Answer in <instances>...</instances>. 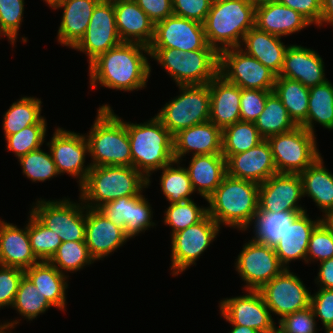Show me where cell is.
Here are the masks:
<instances>
[{
  "label": "cell",
  "mask_w": 333,
  "mask_h": 333,
  "mask_svg": "<svg viewBox=\"0 0 333 333\" xmlns=\"http://www.w3.org/2000/svg\"><path fill=\"white\" fill-rule=\"evenodd\" d=\"M273 91L280 98L294 123L301 126L307 119L309 88L297 80L277 77Z\"/></svg>",
  "instance_id": "cell-35"
},
{
  "label": "cell",
  "mask_w": 333,
  "mask_h": 333,
  "mask_svg": "<svg viewBox=\"0 0 333 333\" xmlns=\"http://www.w3.org/2000/svg\"><path fill=\"white\" fill-rule=\"evenodd\" d=\"M226 159L227 175L262 184L277 174L271 147L264 139L255 147L235 155H223Z\"/></svg>",
  "instance_id": "cell-21"
},
{
  "label": "cell",
  "mask_w": 333,
  "mask_h": 333,
  "mask_svg": "<svg viewBox=\"0 0 333 333\" xmlns=\"http://www.w3.org/2000/svg\"><path fill=\"white\" fill-rule=\"evenodd\" d=\"M149 48H174L178 51L215 50L206 41L202 23L171 15L155 23Z\"/></svg>",
  "instance_id": "cell-15"
},
{
  "label": "cell",
  "mask_w": 333,
  "mask_h": 333,
  "mask_svg": "<svg viewBox=\"0 0 333 333\" xmlns=\"http://www.w3.org/2000/svg\"><path fill=\"white\" fill-rule=\"evenodd\" d=\"M81 204V205H80ZM86 206L63 200H37L31 213L48 229L55 232L62 242L85 241Z\"/></svg>",
  "instance_id": "cell-10"
},
{
  "label": "cell",
  "mask_w": 333,
  "mask_h": 333,
  "mask_svg": "<svg viewBox=\"0 0 333 333\" xmlns=\"http://www.w3.org/2000/svg\"><path fill=\"white\" fill-rule=\"evenodd\" d=\"M259 184L226 175L207 199L208 215L220 226L248 230L258 212Z\"/></svg>",
  "instance_id": "cell-2"
},
{
  "label": "cell",
  "mask_w": 333,
  "mask_h": 333,
  "mask_svg": "<svg viewBox=\"0 0 333 333\" xmlns=\"http://www.w3.org/2000/svg\"><path fill=\"white\" fill-rule=\"evenodd\" d=\"M318 157L305 171L299 173L303 196L308 195L324 212V217L333 210V174L323 166Z\"/></svg>",
  "instance_id": "cell-34"
},
{
  "label": "cell",
  "mask_w": 333,
  "mask_h": 333,
  "mask_svg": "<svg viewBox=\"0 0 333 333\" xmlns=\"http://www.w3.org/2000/svg\"><path fill=\"white\" fill-rule=\"evenodd\" d=\"M255 9L249 0L212 3L203 23L207 44L218 53L241 47L246 32L255 27Z\"/></svg>",
  "instance_id": "cell-5"
},
{
  "label": "cell",
  "mask_w": 333,
  "mask_h": 333,
  "mask_svg": "<svg viewBox=\"0 0 333 333\" xmlns=\"http://www.w3.org/2000/svg\"><path fill=\"white\" fill-rule=\"evenodd\" d=\"M51 306L46 297L38 295L35 285L24 275L11 307L15 308L21 316L30 321L39 314L46 312Z\"/></svg>",
  "instance_id": "cell-44"
},
{
  "label": "cell",
  "mask_w": 333,
  "mask_h": 333,
  "mask_svg": "<svg viewBox=\"0 0 333 333\" xmlns=\"http://www.w3.org/2000/svg\"><path fill=\"white\" fill-rule=\"evenodd\" d=\"M50 7H52L55 3L60 0H44Z\"/></svg>",
  "instance_id": "cell-63"
},
{
  "label": "cell",
  "mask_w": 333,
  "mask_h": 333,
  "mask_svg": "<svg viewBox=\"0 0 333 333\" xmlns=\"http://www.w3.org/2000/svg\"><path fill=\"white\" fill-rule=\"evenodd\" d=\"M316 317L309 306L301 311H296L278 320L279 333H315Z\"/></svg>",
  "instance_id": "cell-50"
},
{
  "label": "cell",
  "mask_w": 333,
  "mask_h": 333,
  "mask_svg": "<svg viewBox=\"0 0 333 333\" xmlns=\"http://www.w3.org/2000/svg\"><path fill=\"white\" fill-rule=\"evenodd\" d=\"M329 258H333V231L322 220L311 233L306 262L310 260L322 262Z\"/></svg>",
  "instance_id": "cell-49"
},
{
  "label": "cell",
  "mask_w": 333,
  "mask_h": 333,
  "mask_svg": "<svg viewBox=\"0 0 333 333\" xmlns=\"http://www.w3.org/2000/svg\"><path fill=\"white\" fill-rule=\"evenodd\" d=\"M18 159L23 174L33 182H44L59 175L51 152L46 153L41 148L33 150Z\"/></svg>",
  "instance_id": "cell-46"
},
{
  "label": "cell",
  "mask_w": 333,
  "mask_h": 333,
  "mask_svg": "<svg viewBox=\"0 0 333 333\" xmlns=\"http://www.w3.org/2000/svg\"><path fill=\"white\" fill-rule=\"evenodd\" d=\"M85 136L89 146L90 163L95 166L132 167L131 147L124 120L109 105L98 108L96 119Z\"/></svg>",
  "instance_id": "cell-4"
},
{
  "label": "cell",
  "mask_w": 333,
  "mask_h": 333,
  "mask_svg": "<svg viewBox=\"0 0 333 333\" xmlns=\"http://www.w3.org/2000/svg\"><path fill=\"white\" fill-rule=\"evenodd\" d=\"M186 169L194 191L206 201L227 175L226 159L222 154L194 155Z\"/></svg>",
  "instance_id": "cell-31"
},
{
  "label": "cell",
  "mask_w": 333,
  "mask_h": 333,
  "mask_svg": "<svg viewBox=\"0 0 333 333\" xmlns=\"http://www.w3.org/2000/svg\"><path fill=\"white\" fill-rule=\"evenodd\" d=\"M101 0H60L51 8H64L58 42L74 48L86 33L93 10Z\"/></svg>",
  "instance_id": "cell-27"
},
{
  "label": "cell",
  "mask_w": 333,
  "mask_h": 333,
  "mask_svg": "<svg viewBox=\"0 0 333 333\" xmlns=\"http://www.w3.org/2000/svg\"><path fill=\"white\" fill-rule=\"evenodd\" d=\"M179 89L181 94L166 103L155 115L173 136L210 119L209 84L179 85Z\"/></svg>",
  "instance_id": "cell-8"
},
{
  "label": "cell",
  "mask_w": 333,
  "mask_h": 333,
  "mask_svg": "<svg viewBox=\"0 0 333 333\" xmlns=\"http://www.w3.org/2000/svg\"><path fill=\"white\" fill-rule=\"evenodd\" d=\"M326 333H333L332 329H326Z\"/></svg>",
  "instance_id": "cell-66"
},
{
  "label": "cell",
  "mask_w": 333,
  "mask_h": 333,
  "mask_svg": "<svg viewBox=\"0 0 333 333\" xmlns=\"http://www.w3.org/2000/svg\"><path fill=\"white\" fill-rule=\"evenodd\" d=\"M313 122L333 130V84L328 80L309 88L307 119L301 126L314 134Z\"/></svg>",
  "instance_id": "cell-36"
},
{
  "label": "cell",
  "mask_w": 333,
  "mask_h": 333,
  "mask_svg": "<svg viewBox=\"0 0 333 333\" xmlns=\"http://www.w3.org/2000/svg\"><path fill=\"white\" fill-rule=\"evenodd\" d=\"M18 321L19 320H16V321L14 320V321H11V322H6V323H3V324H0V333H7L5 331H6V329L8 330L9 328L14 329L15 326L19 323ZM8 333H10V332H8Z\"/></svg>",
  "instance_id": "cell-60"
},
{
  "label": "cell",
  "mask_w": 333,
  "mask_h": 333,
  "mask_svg": "<svg viewBox=\"0 0 333 333\" xmlns=\"http://www.w3.org/2000/svg\"><path fill=\"white\" fill-rule=\"evenodd\" d=\"M317 285L324 289H333V258L320 262Z\"/></svg>",
  "instance_id": "cell-57"
},
{
  "label": "cell",
  "mask_w": 333,
  "mask_h": 333,
  "mask_svg": "<svg viewBox=\"0 0 333 333\" xmlns=\"http://www.w3.org/2000/svg\"><path fill=\"white\" fill-rule=\"evenodd\" d=\"M277 2L294 9L311 24L319 25L321 17V0H277Z\"/></svg>",
  "instance_id": "cell-55"
},
{
  "label": "cell",
  "mask_w": 333,
  "mask_h": 333,
  "mask_svg": "<svg viewBox=\"0 0 333 333\" xmlns=\"http://www.w3.org/2000/svg\"><path fill=\"white\" fill-rule=\"evenodd\" d=\"M210 119L222 130L240 121L241 88L218 74L209 83Z\"/></svg>",
  "instance_id": "cell-26"
},
{
  "label": "cell",
  "mask_w": 333,
  "mask_h": 333,
  "mask_svg": "<svg viewBox=\"0 0 333 333\" xmlns=\"http://www.w3.org/2000/svg\"><path fill=\"white\" fill-rule=\"evenodd\" d=\"M46 119L43 117L37 124L25 127L16 134L6 137L7 149L20 158L27 153L40 148L46 134Z\"/></svg>",
  "instance_id": "cell-47"
},
{
  "label": "cell",
  "mask_w": 333,
  "mask_h": 333,
  "mask_svg": "<svg viewBox=\"0 0 333 333\" xmlns=\"http://www.w3.org/2000/svg\"><path fill=\"white\" fill-rule=\"evenodd\" d=\"M24 273L37 288L38 295L46 297L52 306L64 311L65 292L68 288L67 275L62 274L49 261H39L25 269Z\"/></svg>",
  "instance_id": "cell-33"
},
{
  "label": "cell",
  "mask_w": 333,
  "mask_h": 333,
  "mask_svg": "<svg viewBox=\"0 0 333 333\" xmlns=\"http://www.w3.org/2000/svg\"><path fill=\"white\" fill-rule=\"evenodd\" d=\"M94 261L85 241L62 242L49 260L62 274H64L63 270L76 272Z\"/></svg>",
  "instance_id": "cell-42"
},
{
  "label": "cell",
  "mask_w": 333,
  "mask_h": 333,
  "mask_svg": "<svg viewBox=\"0 0 333 333\" xmlns=\"http://www.w3.org/2000/svg\"><path fill=\"white\" fill-rule=\"evenodd\" d=\"M324 222L332 229L333 231V210H331L325 217L322 218Z\"/></svg>",
  "instance_id": "cell-62"
},
{
  "label": "cell",
  "mask_w": 333,
  "mask_h": 333,
  "mask_svg": "<svg viewBox=\"0 0 333 333\" xmlns=\"http://www.w3.org/2000/svg\"><path fill=\"white\" fill-rule=\"evenodd\" d=\"M324 23L333 25V0H321V17L318 26Z\"/></svg>",
  "instance_id": "cell-58"
},
{
  "label": "cell",
  "mask_w": 333,
  "mask_h": 333,
  "mask_svg": "<svg viewBox=\"0 0 333 333\" xmlns=\"http://www.w3.org/2000/svg\"><path fill=\"white\" fill-rule=\"evenodd\" d=\"M211 0H172L173 15L204 23Z\"/></svg>",
  "instance_id": "cell-53"
},
{
  "label": "cell",
  "mask_w": 333,
  "mask_h": 333,
  "mask_svg": "<svg viewBox=\"0 0 333 333\" xmlns=\"http://www.w3.org/2000/svg\"><path fill=\"white\" fill-rule=\"evenodd\" d=\"M24 0H0V36H6L14 46L22 23Z\"/></svg>",
  "instance_id": "cell-48"
},
{
  "label": "cell",
  "mask_w": 333,
  "mask_h": 333,
  "mask_svg": "<svg viewBox=\"0 0 333 333\" xmlns=\"http://www.w3.org/2000/svg\"><path fill=\"white\" fill-rule=\"evenodd\" d=\"M146 53L149 47L140 43L121 42L99 55L89 64L91 88L97 83L110 89L133 91L145 88L151 66Z\"/></svg>",
  "instance_id": "cell-1"
},
{
  "label": "cell",
  "mask_w": 333,
  "mask_h": 333,
  "mask_svg": "<svg viewBox=\"0 0 333 333\" xmlns=\"http://www.w3.org/2000/svg\"><path fill=\"white\" fill-rule=\"evenodd\" d=\"M303 212H257L253 239L274 247L292 221Z\"/></svg>",
  "instance_id": "cell-38"
},
{
  "label": "cell",
  "mask_w": 333,
  "mask_h": 333,
  "mask_svg": "<svg viewBox=\"0 0 333 333\" xmlns=\"http://www.w3.org/2000/svg\"><path fill=\"white\" fill-rule=\"evenodd\" d=\"M150 208L147 199L140 193L136 196H123L106 202L97 209L120 227L130 239L155 225L151 221L153 215Z\"/></svg>",
  "instance_id": "cell-20"
},
{
  "label": "cell",
  "mask_w": 333,
  "mask_h": 333,
  "mask_svg": "<svg viewBox=\"0 0 333 333\" xmlns=\"http://www.w3.org/2000/svg\"><path fill=\"white\" fill-rule=\"evenodd\" d=\"M219 74L242 89L273 91L277 75L241 47L219 53Z\"/></svg>",
  "instance_id": "cell-11"
},
{
  "label": "cell",
  "mask_w": 333,
  "mask_h": 333,
  "mask_svg": "<svg viewBox=\"0 0 333 333\" xmlns=\"http://www.w3.org/2000/svg\"><path fill=\"white\" fill-rule=\"evenodd\" d=\"M222 137V155L243 153L264 140L254 122L241 120L225 127Z\"/></svg>",
  "instance_id": "cell-40"
},
{
  "label": "cell",
  "mask_w": 333,
  "mask_h": 333,
  "mask_svg": "<svg viewBox=\"0 0 333 333\" xmlns=\"http://www.w3.org/2000/svg\"><path fill=\"white\" fill-rule=\"evenodd\" d=\"M24 275L21 268L0 265V308L12 306Z\"/></svg>",
  "instance_id": "cell-52"
},
{
  "label": "cell",
  "mask_w": 333,
  "mask_h": 333,
  "mask_svg": "<svg viewBox=\"0 0 333 333\" xmlns=\"http://www.w3.org/2000/svg\"><path fill=\"white\" fill-rule=\"evenodd\" d=\"M280 39L281 37L253 27L244 35L241 46L245 44L243 51L246 54L256 58L278 76L288 48Z\"/></svg>",
  "instance_id": "cell-32"
},
{
  "label": "cell",
  "mask_w": 333,
  "mask_h": 333,
  "mask_svg": "<svg viewBox=\"0 0 333 333\" xmlns=\"http://www.w3.org/2000/svg\"><path fill=\"white\" fill-rule=\"evenodd\" d=\"M41 104V100L34 97H22L14 102L3 115L5 138L16 134L25 127L37 124L43 118Z\"/></svg>",
  "instance_id": "cell-39"
},
{
  "label": "cell",
  "mask_w": 333,
  "mask_h": 333,
  "mask_svg": "<svg viewBox=\"0 0 333 333\" xmlns=\"http://www.w3.org/2000/svg\"><path fill=\"white\" fill-rule=\"evenodd\" d=\"M309 25L311 23L300 13L278 2L255 9V27L278 37L291 35Z\"/></svg>",
  "instance_id": "cell-29"
},
{
  "label": "cell",
  "mask_w": 333,
  "mask_h": 333,
  "mask_svg": "<svg viewBox=\"0 0 333 333\" xmlns=\"http://www.w3.org/2000/svg\"><path fill=\"white\" fill-rule=\"evenodd\" d=\"M319 54L310 48L289 45L284 55L282 69L277 77L297 80L311 88L324 83V64Z\"/></svg>",
  "instance_id": "cell-23"
},
{
  "label": "cell",
  "mask_w": 333,
  "mask_h": 333,
  "mask_svg": "<svg viewBox=\"0 0 333 333\" xmlns=\"http://www.w3.org/2000/svg\"><path fill=\"white\" fill-rule=\"evenodd\" d=\"M266 306L282 318L310 306L311 292L303 281L288 268L265 284L260 290Z\"/></svg>",
  "instance_id": "cell-14"
},
{
  "label": "cell",
  "mask_w": 333,
  "mask_h": 333,
  "mask_svg": "<svg viewBox=\"0 0 333 333\" xmlns=\"http://www.w3.org/2000/svg\"><path fill=\"white\" fill-rule=\"evenodd\" d=\"M132 167L138 170L151 183V172L160 170L174 159L173 135L154 116L143 124L127 123Z\"/></svg>",
  "instance_id": "cell-3"
},
{
  "label": "cell",
  "mask_w": 333,
  "mask_h": 333,
  "mask_svg": "<svg viewBox=\"0 0 333 333\" xmlns=\"http://www.w3.org/2000/svg\"><path fill=\"white\" fill-rule=\"evenodd\" d=\"M85 212V242L94 260H102L129 239L120 227L112 223L98 209L86 207Z\"/></svg>",
  "instance_id": "cell-22"
},
{
  "label": "cell",
  "mask_w": 333,
  "mask_h": 333,
  "mask_svg": "<svg viewBox=\"0 0 333 333\" xmlns=\"http://www.w3.org/2000/svg\"><path fill=\"white\" fill-rule=\"evenodd\" d=\"M310 307L314 316L321 319L325 330L333 328V289L319 288L311 295Z\"/></svg>",
  "instance_id": "cell-54"
},
{
  "label": "cell",
  "mask_w": 333,
  "mask_h": 333,
  "mask_svg": "<svg viewBox=\"0 0 333 333\" xmlns=\"http://www.w3.org/2000/svg\"><path fill=\"white\" fill-rule=\"evenodd\" d=\"M150 56L179 85H205L219 74L216 50L178 51L174 48H149Z\"/></svg>",
  "instance_id": "cell-7"
},
{
  "label": "cell",
  "mask_w": 333,
  "mask_h": 333,
  "mask_svg": "<svg viewBox=\"0 0 333 333\" xmlns=\"http://www.w3.org/2000/svg\"><path fill=\"white\" fill-rule=\"evenodd\" d=\"M175 164L177 168L173 167ZM178 164L180 162L175 160L161 169L160 187L169 204L191 200L190 196L195 192L186 167Z\"/></svg>",
  "instance_id": "cell-41"
},
{
  "label": "cell",
  "mask_w": 333,
  "mask_h": 333,
  "mask_svg": "<svg viewBox=\"0 0 333 333\" xmlns=\"http://www.w3.org/2000/svg\"><path fill=\"white\" fill-rule=\"evenodd\" d=\"M242 249L235 266L241 279L246 281V291L260 290L285 269L272 246L252 238Z\"/></svg>",
  "instance_id": "cell-13"
},
{
  "label": "cell",
  "mask_w": 333,
  "mask_h": 333,
  "mask_svg": "<svg viewBox=\"0 0 333 333\" xmlns=\"http://www.w3.org/2000/svg\"><path fill=\"white\" fill-rule=\"evenodd\" d=\"M28 220V235L33 254L39 261H49L62 243L61 238L31 212Z\"/></svg>",
  "instance_id": "cell-43"
},
{
  "label": "cell",
  "mask_w": 333,
  "mask_h": 333,
  "mask_svg": "<svg viewBox=\"0 0 333 333\" xmlns=\"http://www.w3.org/2000/svg\"><path fill=\"white\" fill-rule=\"evenodd\" d=\"M222 129L208 121L179 131L173 136L174 159L194 155L222 154ZM195 151V152H194Z\"/></svg>",
  "instance_id": "cell-24"
},
{
  "label": "cell",
  "mask_w": 333,
  "mask_h": 333,
  "mask_svg": "<svg viewBox=\"0 0 333 333\" xmlns=\"http://www.w3.org/2000/svg\"><path fill=\"white\" fill-rule=\"evenodd\" d=\"M148 186V180L133 167L95 166L80 186L79 199L86 207L97 209L120 197L139 195Z\"/></svg>",
  "instance_id": "cell-6"
},
{
  "label": "cell",
  "mask_w": 333,
  "mask_h": 333,
  "mask_svg": "<svg viewBox=\"0 0 333 333\" xmlns=\"http://www.w3.org/2000/svg\"><path fill=\"white\" fill-rule=\"evenodd\" d=\"M26 225L20 229L0 220V265L25 270L39 262L32 252Z\"/></svg>",
  "instance_id": "cell-28"
},
{
  "label": "cell",
  "mask_w": 333,
  "mask_h": 333,
  "mask_svg": "<svg viewBox=\"0 0 333 333\" xmlns=\"http://www.w3.org/2000/svg\"><path fill=\"white\" fill-rule=\"evenodd\" d=\"M220 226L207 214L198 223L187 227L171 236V270L178 275L191 265L214 241Z\"/></svg>",
  "instance_id": "cell-12"
},
{
  "label": "cell",
  "mask_w": 333,
  "mask_h": 333,
  "mask_svg": "<svg viewBox=\"0 0 333 333\" xmlns=\"http://www.w3.org/2000/svg\"><path fill=\"white\" fill-rule=\"evenodd\" d=\"M254 123L264 139L297 127L274 91L267 96L264 110Z\"/></svg>",
  "instance_id": "cell-37"
},
{
  "label": "cell",
  "mask_w": 333,
  "mask_h": 333,
  "mask_svg": "<svg viewBox=\"0 0 333 333\" xmlns=\"http://www.w3.org/2000/svg\"><path fill=\"white\" fill-rule=\"evenodd\" d=\"M113 4L121 41L149 46L154 37L155 23L134 0H113Z\"/></svg>",
  "instance_id": "cell-25"
},
{
  "label": "cell",
  "mask_w": 333,
  "mask_h": 333,
  "mask_svg": "<svg viewBox=\"0 0 333 333\" xmlns=\"http://www.w3.org/2000/svg\"><path fill=\"white\" fill-rule=\"evenodd\" d=\"M230 333H259L257 330L252 328L241 326V325H232Z\"/></svg>",
  "instance_id": "cell-59"
},
{
  "label": "cell",
  "mask_w": 333,
  "mask_h": 333,
  "mask_svg": "<svg viewBox=\"0 0 333 333\" xmlns=\"http://www.w3.org/2000/svg\"><path fill=\"white\" fill-rule=\"evenodd\" d=\"M247 294L226 298L220 302L221 315L232 325H241L260 332L277 327L259 290H247Z\"/></svg>",
  "instance_id": "cell-18"
},
{
  "label": "cell",
  "mask_w": 333,
  "mask_h": 333,
  "mask_svg": "<svg viewBox=\"0 0 333 333\" xmlns=\"http://www.w3.org/2000/svg\"><path fill=\"white\" fill-rule=\"evenodd\" d=\"M307 211L299 214L287 227L285 233L273 247L280 263L288 268L292 260L302 259L306 262L308 243L314 228L323 220H311Z\"/></svg>",
  "instance_id": "cell-30"
},
{
  "label": "cell",
  "mask_w": 333,
  "mask_h": 333,
  "mask_svg": "<svg viewBox=\"0 0 333 333\" xmlns=\"http://www.w3.org/2000/svg\"><path fill=\"white\" fill-rule=\"evenodd\" d=\"M260 333H279L278 329L276 328L275 330L268 331V332H260Z\"/></svg>",
  "instance_id": "cell-64"
},
{
  "label": "cell",
  "mask_w": 333,
  "mask_h": 333,
  "mask_svg": "<svg viewBox=\"0 0 333 333\" xmlns=\"http://www.w3.org/2000/svg\"><path fill=\"white\" fill-rule=\"evenodd\" d=\"M303 196L299 174L277 173L259 185V212H306L298 205Z\"/></svg>",
  "instance_id": "cell-19"
},
{
  "label": "cell",
  "mask_w": 333,
  "mask_h": 333,
  "mask_svg": "<svg viewBox=\"0 0 333 333\" xmlns=\"http://www.w3.org/2000/svg\"><path fill=\"white\" fill-rule=\"evenodd\" d=\"M249 2L256 8L261 5L277 2V0H249Z\"/></svg>",
  "instance_id": "cell-61"
},
{
  "label": "cell",
  "mask_w": 333,
  "mask_h": 333,
  "mask_svg": "<svg viewBox=\"0 0 333 333\" xmlns=\"http://www.w3.org/2000/svg\"><path fill=\"white\" fill-rule=\"evenodd\" d=\"M271 92L268 90L241 88L240 120L255 122L263 112L267 96Z\"/></svg>",
  "instance_id": "cell-51"
},
{
  "label": "cell",
  "mask_w": 333,
  "mask_h": 333,
  "mask_svg": "<svg viewBox=\"0 0 333 333\" xmlns=\"http://www.w3.org/2000/svg\"><path fill=\"white\" fill-rule=\"evenodd\" d=\"M116 27L113 0H101L93 10L83 38L74 47L89 57V64L99 55L121 43Z\"/></svg>",
  "instance_id": "cell-16"
},
{
  "label": "cell",
  "mask_w": 333,
  "mask_h": 333,
  "mask_svg": "<svg viewBox=\"0 0 333 333\" xmlns=\"http://www.w3.org/2000/svg\"><path fill=\"white\" fill-rule=\"evenodd\" d=\"M277 173L299 174L321 156L315 134L297 126L292 131L267 138Z\"/></svg>",
  "instance_id": "cell-9"
},
{
  "label": "cell",
  "mask_w": 333,
  "mask_h": 333,
  "mask_svg": "<svg viewBox=\"0 0 333 333\" xmlns=\"http://www.w3.org/2000/svg\"><path fill=\"white\" fill-rule=\"evenodd\" d=\"M223 1H228V0H211V3H218V2H223Z\"/></svg>",
  "instance_id": "cell-65"
},
{
  "label": "cell",
  "mask_w": 333,
  "mask_h": 333,
  "mask_svg": "<svg viewBox=\"0 0 333 333\" xmlns=\"http://www.w3.org/2000/svg\"><path fill=\"white\" fill-rule=\"evenodd\" d=\"M208 214V208L198 207L191 199L170 204L165 212L164 223L172 227L171 236L201 221Z\"/></svg>",
  "instance_id": "cell-45"
},
{
  "label": "cell",
  "mask_w": 333,
  "mask_h": 333,
  "mask_svg": "<svg viewBox=\"0 0 333 333\" xmlns=\"http://www.w3.org/2000/svg\"><path fill=\"white\" fill-rule=\"evenodd\" d=\"M47 146L50 148L58 173H67L78 178L80 187L92 168L91 164L86 167L84 164L86 153L89 154L85 135L57 128Z\"/></svg>",
  "instance_id": "cell-17"
},
{
  "label": "cell",
  "mask_w": 333,
  "mask_h": 333,
  "mask_svg": "<svg viewBox=\"0 0 333 333\" xmlns=\"http://www.w3.org/2000/svg\"><path fill=\"white\" fill-rule=\"evenodd\" d=\"M147 16L157 23L173 15L172 0H134Z\"/></svg>",
  "instance_id": "cell-56"
}]
</instances>
